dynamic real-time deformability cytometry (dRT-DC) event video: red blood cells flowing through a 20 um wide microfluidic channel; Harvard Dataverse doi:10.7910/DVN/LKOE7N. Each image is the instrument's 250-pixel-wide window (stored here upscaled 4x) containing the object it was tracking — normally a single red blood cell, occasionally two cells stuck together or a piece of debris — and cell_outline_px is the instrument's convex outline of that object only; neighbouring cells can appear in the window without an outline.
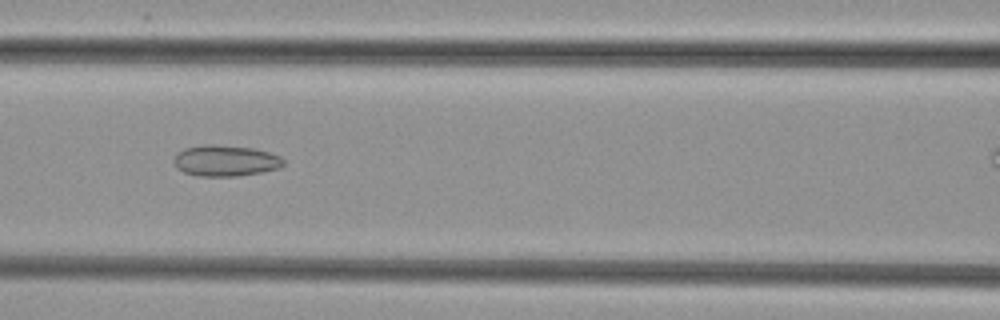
{"species": "common noctule bat (a hibernating species)", "species_latin": "Nyctalus noctula", "temperature_condition": "cold", "stored_images_in_passage": 36, "camera_frame_rate_fps": 3000, "um_per_image_px": 0.085, "animal": {"sex": "female", "body_mass_g": 29.2, "forearm_length_mm": 56.3}, "frame": {"image": 1, "passage_image": 14, "time_ms": 4.333, "image_size_px": [1000, 320], "cell_outline_px": [[284, 164], [280, 168], [260, 172], [236, 176], [200, 176], [184, 172], [176, 168], [172, 160], [176, 152], [184, 148], [204, 144], [212, 144], [256, 148], [280, 156], [284, 160]], "centroid_in_image_um": [19.13, 13.64], "position_along_channel_um": 147.5, "area_um2": 20.06}}
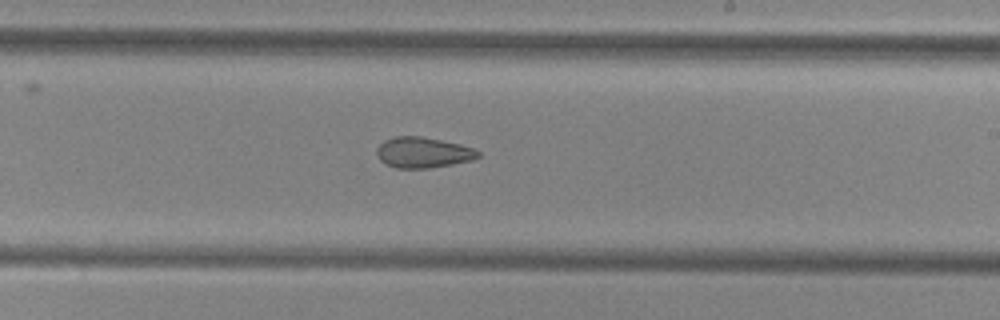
{"frame": {"image": 2, "passage_image": 22, "time_ms": 7.0, "image_size_px": [1000, 320], "cell_outline_px": [[480, 156], [472, 160], [452, 164], [428, 168], [396, 168], [380, 160], [376, 156], [376, 148], [384, 140], [392, 136], [420, 136], [460, 144], [472, 148], [480, 152]], "centroid_in_image_um": [35.93, 12.95], "position_along_channel_um": 253.1, "area_um2": 18.09}}
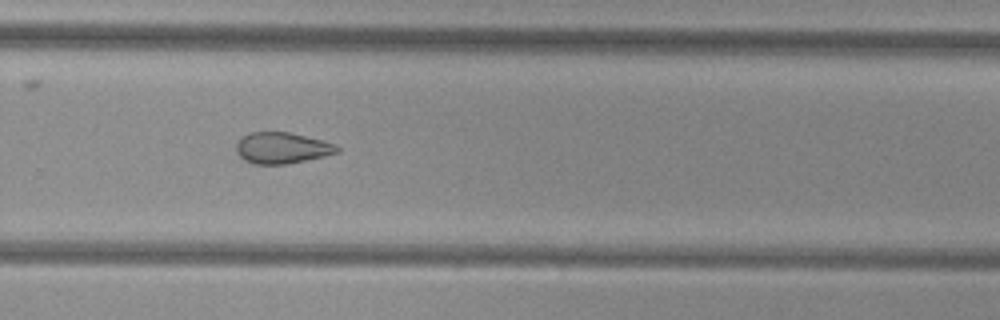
{"frame": {"image": 3, "passage_image": 26, "time_ms": 8.333, "image_size_px": [1000, 320], "cell_outline_px": [[340, 152], [324, 156], [288, 164], [252, 164], [244, 160], [236, 152], [236, 144], [244, 136], [252, 132], [288, 132], [324, 140], [336, 144], [340, 148]], "centroid_in_image_um": [24.0, 12.58], "position_along_channel_um": 305.8, "area_um2": 18.38}}